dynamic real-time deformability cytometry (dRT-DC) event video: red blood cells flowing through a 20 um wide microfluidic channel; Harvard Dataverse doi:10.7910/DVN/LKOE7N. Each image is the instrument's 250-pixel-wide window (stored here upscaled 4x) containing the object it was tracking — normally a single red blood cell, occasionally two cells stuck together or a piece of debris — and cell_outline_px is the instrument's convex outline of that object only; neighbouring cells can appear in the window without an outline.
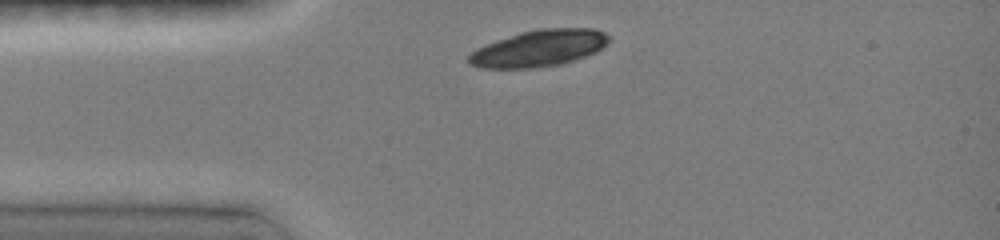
{"species": "common noctule bat (a hibernating species)", "species_latin": "Nyctalus noctula", "temperature_condition": "room temperature", "stored_images_in_passage": 3, "camera_frame_rate_fps": 3000, "um_per_image_px": 0.085, "animal": {"sex": "female", "body_mass_g": 19.0, "forearm_length_mm": 51.5}, "frame": {"image": 1, "passage_image": 1, "time_ms": 0.0, "image_size_px": [1000, 240], "cell_outline_px": [[612, 36], [596, 52], [560, 64], [532, 68], [480, 68], [468, 64], [468, 56], [476, 48], [496, 40], [520, 32], [536, 28], [596, 28]], "centroid_in_image_um": [45.79, 4.09], "position_along_channel_um": 39.2, "area_um2": 29.88}}